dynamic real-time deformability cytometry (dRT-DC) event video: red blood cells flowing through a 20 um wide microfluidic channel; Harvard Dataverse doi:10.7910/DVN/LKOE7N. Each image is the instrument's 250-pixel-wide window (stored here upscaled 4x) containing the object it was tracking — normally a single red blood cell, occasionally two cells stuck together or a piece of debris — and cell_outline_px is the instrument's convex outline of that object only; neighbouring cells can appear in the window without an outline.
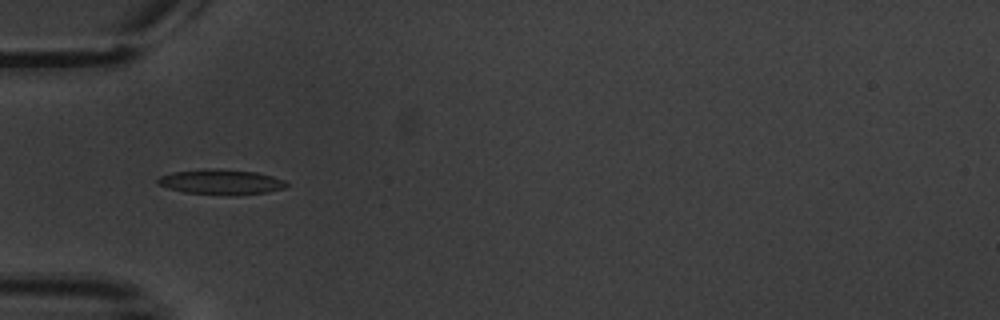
{"species": "common noctule bat (a hibernating species)", "species_latin": "Nyctalus noctula", "temperature_condition": "warm", "stored_images_in_passage": 6, "camera_frame_rate_fps": 3000, "um_per_image_px": 0.085, "animal": {"sex": "male", "body_mass_g": 20.1, "forearm_length_mm": 53.5}, "frame": {"image": 1, "passage_image": 5, "time_ms": 5.667, "image_size_px": [1000, 320], "cell_outline_px": [[288, 184], [284, 188], [268, 192], [232, 196], [184, 192], [168, 188], [156, 184], [156, 180], [160, 176], [172, 172], [204, 168], [220, 168], [256, 172], [272, 176], [284, 180]], "centroid_in_image_um": [18.76, 15.46], "position_along_channel_um": 66.2, "area_um2": 19.19}}